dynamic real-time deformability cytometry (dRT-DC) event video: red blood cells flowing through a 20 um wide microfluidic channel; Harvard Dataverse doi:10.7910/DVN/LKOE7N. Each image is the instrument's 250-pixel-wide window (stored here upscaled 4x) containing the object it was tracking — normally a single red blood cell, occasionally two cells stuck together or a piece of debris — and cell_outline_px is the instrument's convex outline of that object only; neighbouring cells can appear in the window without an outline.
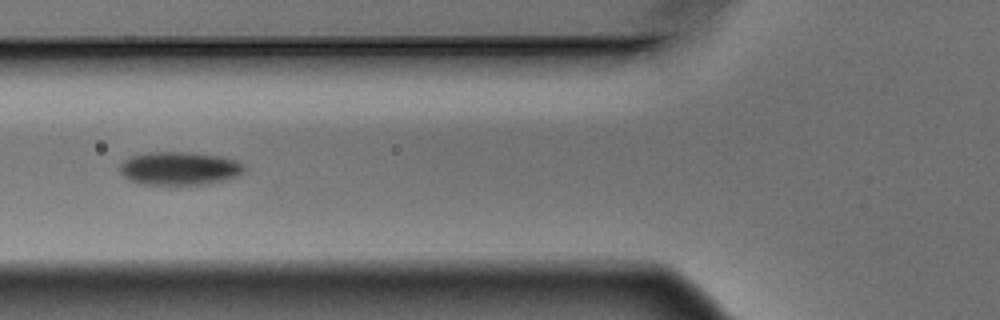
{"species": "Egyptian fruit bat (a non-hibernating species)", "species_latin": "Rousettus aegyptiacus", "temperature_condition": "warm", "stored_images_in_passage": 6, "camera_frame_rate_fps": 3000, "um_per_image_px": 0.085, "animal": {"sex": "male"}, "frame": {"image": 1, "passage_image": 4, "time_ms": 1.0, "image_size_px": [1000, 320], "cell_outline_px": [[244, 172], [240, 176], [228, 180], [200, 184], [168, 188], [144, 184], [128, 180], [120, 172], [120, 164], [124, 160], [132, 156], [148, 152], [188, 152], [220, 156], [236, 160], [244, 164]], "centroid_in_image_um": [15.26, 14.36], "position_along_channel_um": 110.5, "area_um2": 24.97}}
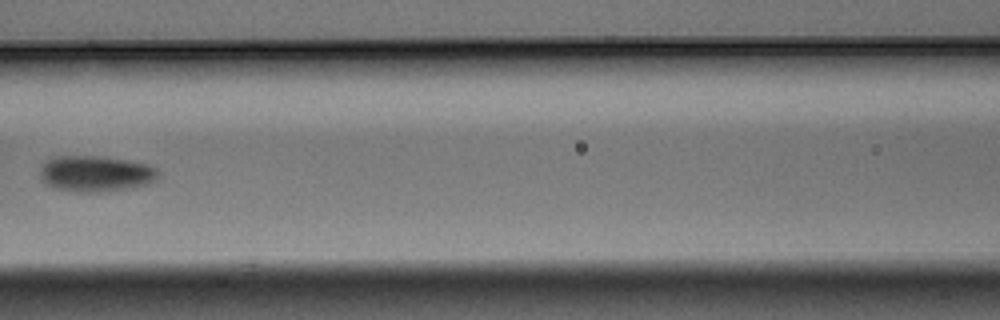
{"frame": {"image": 2, "passage_image": 5, "time_ms": 1.333, "image_size_px": [1000, 320], "cell_outline_px": [[160, 172], [148, 184], [128, 188], [96, 192], [72, 192], [56, 188], [44, 184], [40, 176], [40, 164], [44, 160], [56, 156], [100, 156], [128, 160], [144, 164], [156, 168]], "centroid_in_image_um": [8.04, 14.75], "position_along_channel_um": 158.6, "area_um2": 24.85}}
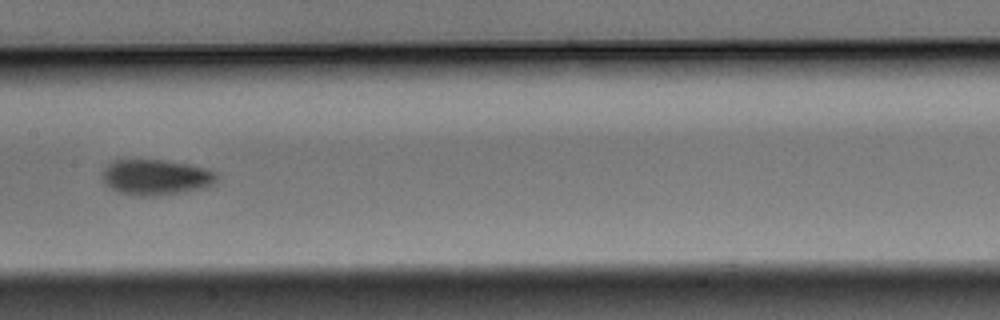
{"frame": {"image": 3, "passage_image": 6, "time_ms": 1.667, "image_size_px": [1000, 320], "cell_outline_px": [[220, 180], [208, 188], [184, 192], [156, 196], [136, 196], [120, 192], [104, 184], [100, 180], [100, 176], [104, 168], [112, 160], [164, 160], [208, 168], [216, 172], [220, 176]], "centroid_in_image_um": [13.29, 15.07], "position_along_channel_um": 194.1, "area_um2": 24.33}}